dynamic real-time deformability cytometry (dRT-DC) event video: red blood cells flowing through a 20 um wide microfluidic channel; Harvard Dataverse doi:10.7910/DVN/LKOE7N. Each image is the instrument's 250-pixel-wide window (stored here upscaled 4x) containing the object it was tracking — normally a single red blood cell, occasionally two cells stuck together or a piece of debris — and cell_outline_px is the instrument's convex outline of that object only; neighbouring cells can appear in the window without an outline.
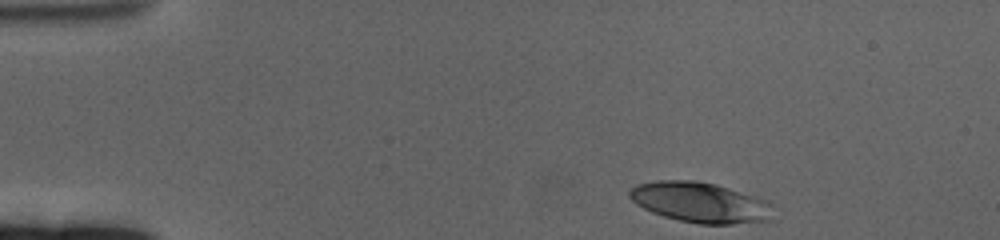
{"species": "human", "species_latin": "Homo sapiens", "temperature_condition": "cold", "stored_images_in_passage": 54, "camera_frame_rate_fps": 3000, "um_per_image_px": 0.085, "donor": {"sex": "female"}, "frame": {"image": 1, "passage_image": 1, "time_ms": 0.0, "image_size_px": [1000, 240], "cell_outline_px": [[772, 220], [732, 224], [700, 224], [680, 220], [664, 216], [652, 212], [636, 204], [628, 196], [628, 192], [636, 184], [656, 180], [696, 180], [716, 184], [768, 200]], "centroid_in_image_um": [59.49, 17.19], "position_along_channel_um": 25.5, "area_um2": 33.7}}
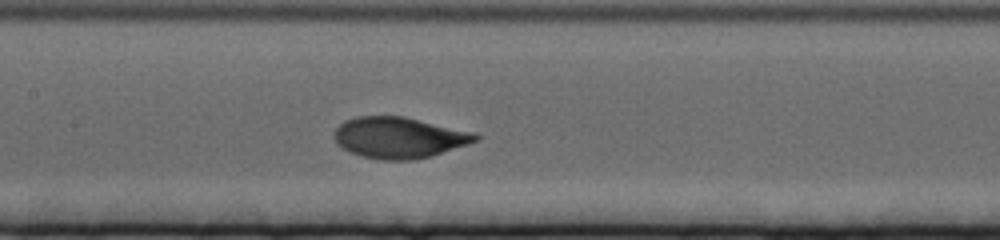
{"frame": {"image": 2, "passage_image": 22, "time_ms": 7.0, "image_size_px": [1000, 240], "cell_outline_px": [[480, 136], [476, 140], [468, 144], [432, 156], [412, 160], [380, 160], [360, 156], [344, 148], [336, 140], [336, 128], [344, 120], [356, 116], [404, 116], [476, 132]], "centroid_in_image_um": [33.96, 11.69], "position_along_channel_um": 173.4, "area_um2": 33.76}}
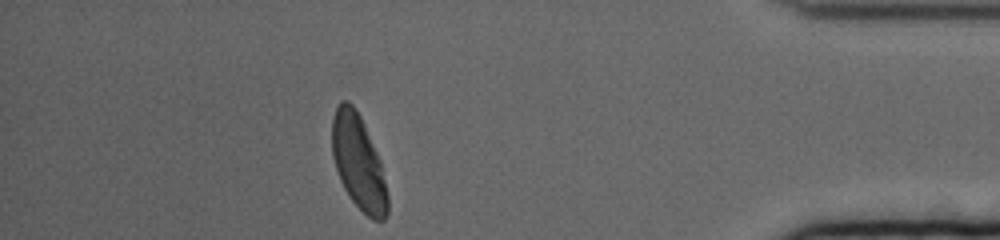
{"frame": {"image": 3, "passage_image": 47, "time_ms": 15.333, "image_size_px": [1000, 240], "cell_outline_px": [[388, 216], [384, 220], [372, 220], [352, 200], [344, 188], [340, 180], [332, 156], [332, 120], [336, 108], [340, 100], [348, 100], [356, 108], [364, 124], [380, 160], [388, 196]], "centroid_in_image_um": [30.46, 13.79], "position_along_channel_um": 404.7, "area_um2": 30.46}, "authors_computed_cell_mechanics": {"area_um2": 32.2524, "velocity_mm_per_s": 3.2527, "shape_relaxation_time_tau1_ms": 3.7371, "shape_relaxation_time_tau2_ms": null, "deformation_change_tau1": 0.1978, "deformation_change_tau2": null}}